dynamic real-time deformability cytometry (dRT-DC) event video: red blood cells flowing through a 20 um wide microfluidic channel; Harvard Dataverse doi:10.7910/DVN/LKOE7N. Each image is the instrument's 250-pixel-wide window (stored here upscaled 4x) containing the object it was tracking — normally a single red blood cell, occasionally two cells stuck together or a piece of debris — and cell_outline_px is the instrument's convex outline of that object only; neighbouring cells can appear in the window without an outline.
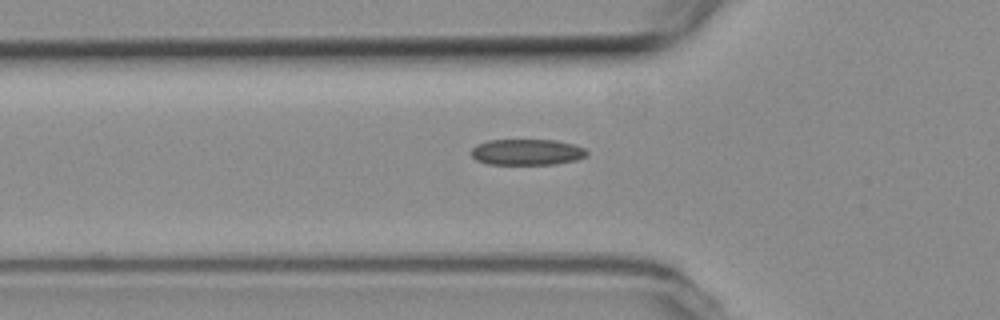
{"species": "common noctule bat (a hibernating species)", "species_latin": "Nyctalus noctula", "temperature_condition": "room temperature", "stored_images_in_passage": 40, "camera_frame_rate_fps": 3000, "um_per_image_px": 0.085, "animal": {"sex": "female", "body_mass_g": 19.3, "forearm_length_mm": 54.1}, "frame": {"image": 1, "passage_image": 8, "time_ms": 2.333, "image_size_px": [1000, 320], "cell_outline_px": [[588, 152], [584, 156], [576, 160], [556, 164], [488, 164], [476, 160], [472, 156], [472, 148], [476, 144], [488, 140], [556, 140], [572, 144], [584, 148]], "centroid_in_image_um": [44.77, 12.92], "position_along_channel_um": 81.0, "area_um2": 17.46}}
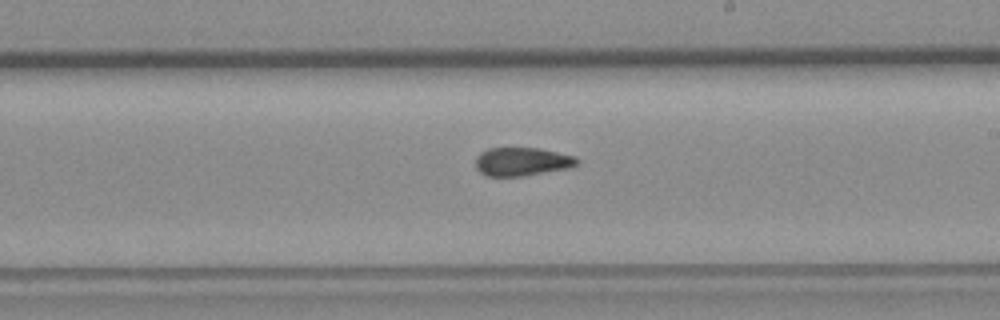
{"frame": {"image": 2, "passage_image": 21, "time_ms": 6.667, "image_size_px": [1000, 320], "cell_outline_px": [[580, 160], [576, 164], [568, 168], [524, 176], [488, 176], [480, 172], [476, 168], [476, 156], [480, 152], [488, 148], [536, 148], [576, 156]], "centroid_in_image_um": [44.35, 13.74], "position_along_channel_um": 244.7, "area_um2": 16.76}}
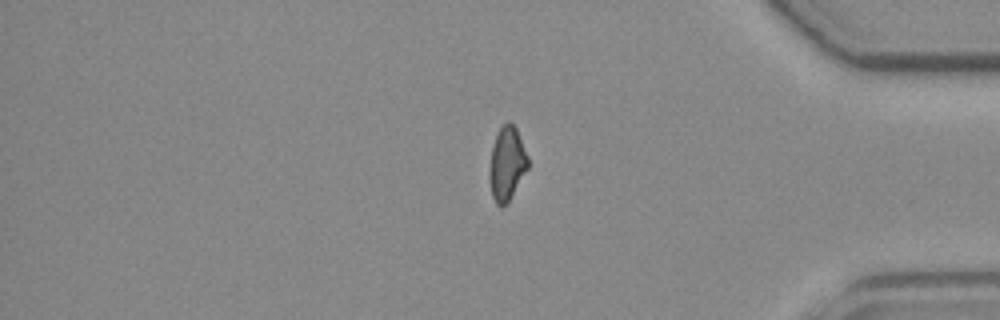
{"frame": {"image": 3, "passage_image": 35, "time_ms": 11.333, "image_size_px": [1000, 320], "cell_outline_px": [[528, 168], [508, 200], [500, 208], [496, 204], [492, 196], [488, 176], [488, 172], [492, 144], [500, 128], [508, 120], [516, 128], [528, 156]], "centroid_in_image_um": [43.06, 13.9], "position_along_channel_um": 392.1, "area_um2": 16.42}, "authors_computed_cell_mechanics": {"area_um2": 17.1666, "velocity_mm_per_s": 3.7656, "shape_relaxation_time_tau1_ms": null, "shape_relaxation_time_tau2_ms": 2.3325, "deformation_change_tau1": null, "deformation_change_tau2": 0.092}}